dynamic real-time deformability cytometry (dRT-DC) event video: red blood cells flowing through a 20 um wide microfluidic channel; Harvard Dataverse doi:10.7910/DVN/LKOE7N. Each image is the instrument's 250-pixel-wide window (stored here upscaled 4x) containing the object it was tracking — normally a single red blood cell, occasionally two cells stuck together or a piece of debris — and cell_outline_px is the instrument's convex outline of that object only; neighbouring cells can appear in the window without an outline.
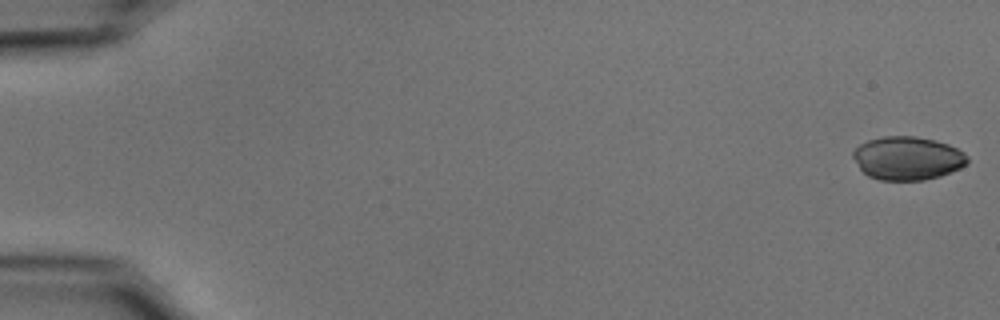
{"species": "common noctule bat (a hibernating species)", "species_latin": "Nyctalus noctula", "temperature_condition": "cold", "stored_images_in_passage": 55, "camera_frame_rate_fps": 3000, "um_per_image_px": 0.085, "animal": {"sex": "male", "body_mass_g": 15.6}, "frame": {"image": 1, "passage_image": 1, "time_ms": 0.0, "image_size_px": [1000, 320], "cell_outline_px": [[968, 164], [960, 168], [940, 176], [924, 180], [880, 180], [868, 176], [860, 168], [852, 156], [852, 152], [860, 144], [868, 140], [884, 136], [916, 136], [936, 140], [948, 144], [964, 152], [968, 156]], "centroid_in_image_um": [77.15, 13.44], "position_along_channel_um": 7.8, "area_um2": 29.02}}
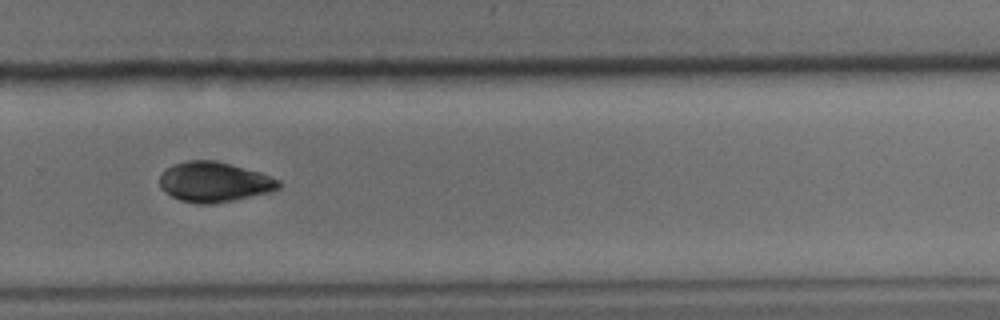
{"frame": {"image": 2, "passage_image": 38, "time_ms": 12.333, "image_size_px": [1000, 320], "cell_outline_px": [[280, 188], [268, 192], [232, 200], [212, 204], [196, 204], [180, 200], [164, 192], [160, 188], [160, 176], [172, 164], [188, 160], [216, 160], [232, 164], [260, 172], [280, 180]], "centroid_in_image_um": [18.19, 15.46], "position_along_channel_um": 311.6, "area_um2": 27.74}}
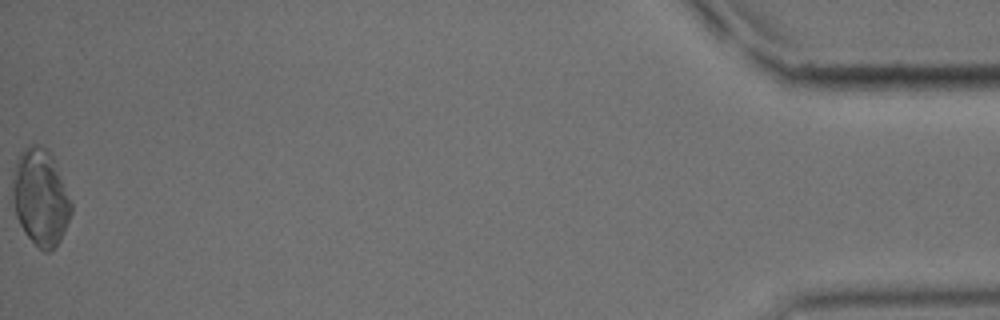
{"frame": {"image": 3, "passage_image": 55, "time_ms": 18.0, "image_size_px": [1000, 320], "cell_outline_px": [[72, 212], [60, 240], [48, 252], [44, 252], [24, 232], [16, 216], [12, 196], [12, 176], [16, 160], [20, 152], [32, 140], [48, 148], [52, 156], [72, 204]], "centroid_in_image_um": [3.41, 16.7], "position_along_channel_um": 431.8, "area_um2": 33.0}, "authors_computed_cell_mechanics": {"area_um2": 28.6688, "velocity_mm_per_s": 3.701, "shape_relaxation_time_tau1_ms": 5.1288, "shape_relaxation_time_tau2_ms": 8.2743, "deformation_change_tau1": 0.097, "deformation_change_tau2": 0.1011}}